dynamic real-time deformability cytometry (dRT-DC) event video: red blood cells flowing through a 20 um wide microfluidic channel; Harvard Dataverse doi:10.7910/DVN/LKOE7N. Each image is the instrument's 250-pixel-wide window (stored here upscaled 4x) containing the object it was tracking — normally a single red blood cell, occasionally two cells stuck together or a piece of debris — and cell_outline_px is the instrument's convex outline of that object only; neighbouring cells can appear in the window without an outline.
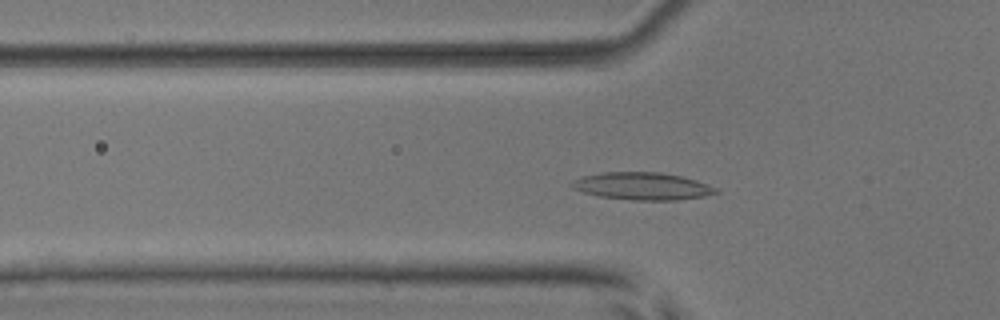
{"species": "common noctule bat (a hibernating species)", "species_latin": "Nyctalus noctula", "temperature_condition": "room temperature", "stored_images_in_passage": 51, "camera_frame_rate_fps": 3000, "um_per_image_px": 0.085, "animal": {"sex": "male", "body_mass_g": 17.9, "forearm_length_mm": 54.2}, "frame": {"image": 1, "passage_image": 17, "time_ms": 5.333, "image_size_px": [1000, 320], "cell_outline_px": [[720, 192], [704, 196], [676, 200], [632, 200], [600, 196], [584, 192], [572, 188], [572, 184], [576, 180], [584, 176], [604, 172], [660, 172], [680, 176], [696, 180], [708, 184], [716, 188]], "centroid_in_image_um": [54.65, 15.82], "position_along_channel_um": 71.2, "area_um2": 22.72}}
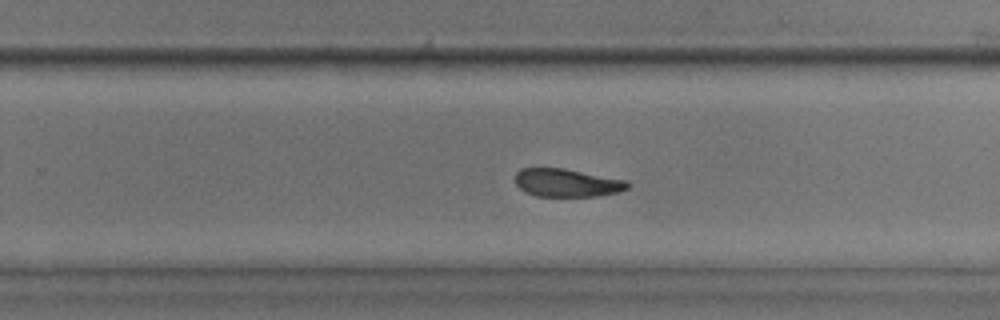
{"frame": {"image": 2, "passage_image": 33, "time_ms": 10.667, "image_size_px": [1000, 320], "cell_outline_px": [[628, 188], [620, 192], [596, 196], [536, 196], [524, 192], [516, 184], [516, 172], [520, 168], [564, 168], [628, 180]], "centroid_in_image_um": [48.19, 15.53], "position_along_channel_um": 281.6, "area_um2": 18.5}}
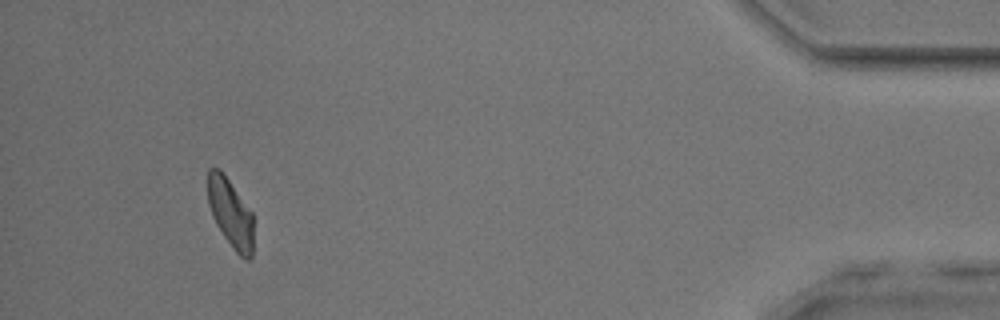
{"frame": {"image": 3, "passage_image": 48, "time_ms": 15.667, "image_size_px": [1000, 320], "cell_outline_px": [[252, 256], [248, 260], [244, 260], [232, 248], [216, 224], [212, 216], [208, 204], [208, 168], [220, 168], [252, 212]], "centroid_in_image_um": [19.58, 18.11], "position_along_channel_um": 415.6, "area_um2": 18.21}, "authors_computed_cell_mechanics": {"area_um2": 19.941, "velocity_mm_per_s": 3.9582, "shape_relaxation_time_tau1_ms": 4.2132, "shape_relaxation_time_tau2_ms": 3.8846, "deformation_change_tau1": 0.1449, "deformation_change_tau2": 0.1188}}